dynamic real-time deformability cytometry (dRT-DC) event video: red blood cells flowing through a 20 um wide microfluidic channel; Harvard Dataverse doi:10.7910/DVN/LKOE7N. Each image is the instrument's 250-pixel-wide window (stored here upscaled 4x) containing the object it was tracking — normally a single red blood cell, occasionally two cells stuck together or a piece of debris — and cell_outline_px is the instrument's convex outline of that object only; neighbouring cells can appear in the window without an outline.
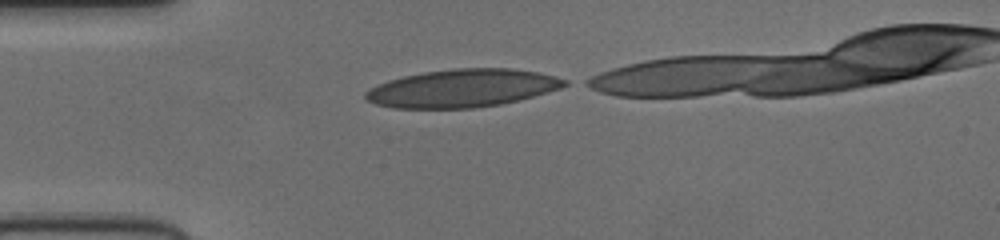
{"species": "human", "species_latin": "Homo sapiens", "temperature_condition": "cold", "stored_images_in_passage": 30, "camera_frame_rate_fps": 3000, "um_per_image_px": 0.085, "donor": {"sex": "female"}, "frame": {"image": 1, "passage_image": 1, "time_ms": 0.0, "image_size_px": [1000, 240], "cell_outline_px": [[568, 84], [560, 88], [548, 92], [500, 104], [472, 108], [392, 108], [376, 104], [368, 100], [364, 96], [364, 92], [388, 80], [404, 76], [424, 72], [456, 68], [512, 68], [536, 72], [556, 76], [568, 80]], "centroid_in_image_um": [39.3, 7.49], "position_along_channel_um": 45.7, "area_um2": 43.7}}
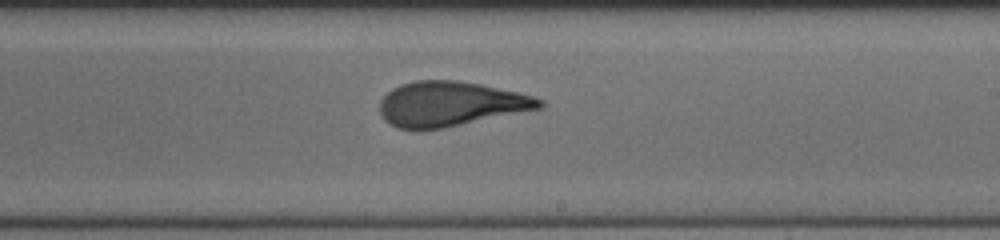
{"frame": {"image": 2, "passage_image": 18, "time_ms": 5.667, "image_size_px": [1000, 240], "cell_outline_px": [[544, 104], [540, 108], [444, 128], [420, 132], [416, 132], [396, 128], [388, 124], [384, 120], [380, 112], [380, 100], [392, 88], [400, 84], [416, 80], [456, 80], [480, 84], [516, 92], [532, 96], [544, 100]], "centroid_in_image_um": [38.2, 8.86], "position_along_channel_um": 250.8, "area_um2": 42.02}}
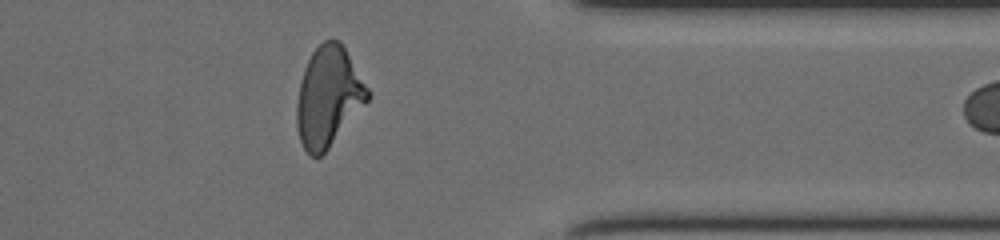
{"frame": {"image": 3, "passage_image": 29, "time_ms": 9.333, "image_size_px": [1000, 240], "cell_outline_px": [[372, 96], [328, 148], [320, 156], [308, 156], [300, 140], [296, 124], [296, 104], [300, 80], [304, 68], [312, 52], [324, 40], [340, 40], [372, 92]], "centroid_in_image_um": [27.92, 8.2], "position_along_channel_um": 383.5, "area_um2": 41.33}}